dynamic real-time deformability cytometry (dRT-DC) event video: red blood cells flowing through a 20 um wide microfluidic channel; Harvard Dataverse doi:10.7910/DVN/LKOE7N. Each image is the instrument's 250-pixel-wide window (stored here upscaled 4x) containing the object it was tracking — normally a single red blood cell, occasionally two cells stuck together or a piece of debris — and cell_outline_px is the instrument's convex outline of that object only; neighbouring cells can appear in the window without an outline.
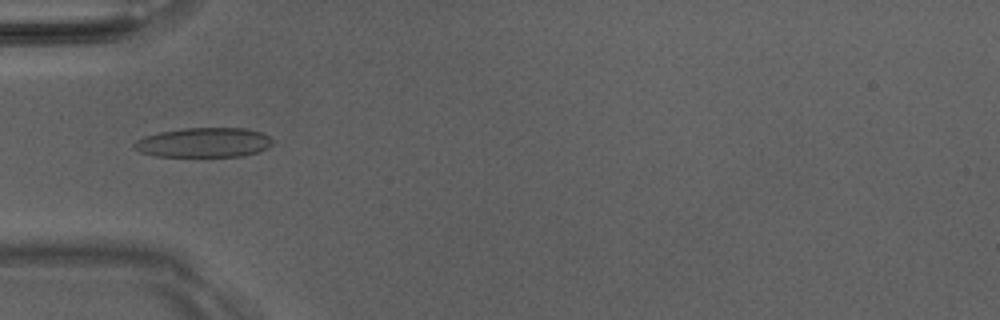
{"species": "Egyptian fruit bat (a non-hibernating species)", "species_latin": "Rousettus aegyptiacus", "temperature_condition": "room temperature", "stored_images_in_passage": 19, "camera_frame_rate_fps": 3000, "um_per_image_px": 0.085, "animal": {"sex": "male"}, "frame": {"image": 1, "passage_image": 16, "time_ms": 5.0, "image_size_px": [1000, 320], "cell_outline_px": [[272, 144], [268, 148], [256, 152], [240, 156], [156, 156], [140, 152], [132, 148], [132, 144], [136, 140], [144, 136], [160, 132], [184, 128], [244, 128], [260, 132], [268, 136], [272, 140]], "centroid_in_image_um": [17.28, 12.11], "position_along_channel_um": 67.7, "area_um2": 23.81}}